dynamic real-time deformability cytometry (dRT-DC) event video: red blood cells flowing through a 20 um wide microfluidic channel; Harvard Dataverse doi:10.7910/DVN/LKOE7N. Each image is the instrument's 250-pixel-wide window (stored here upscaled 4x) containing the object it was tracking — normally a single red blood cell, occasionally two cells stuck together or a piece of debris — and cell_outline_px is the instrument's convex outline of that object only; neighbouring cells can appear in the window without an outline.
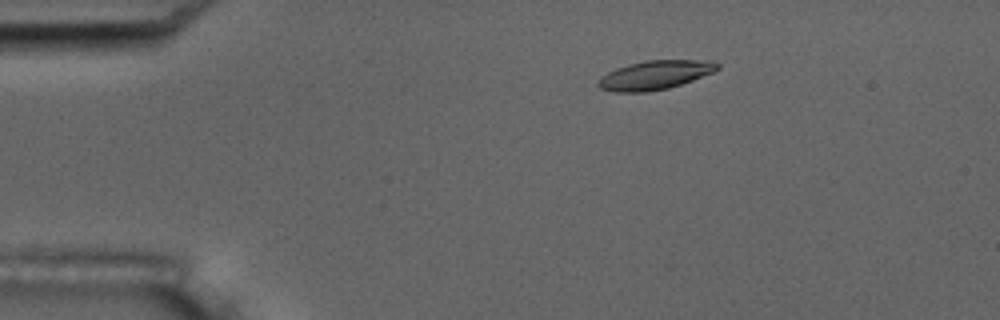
{"species": "common noctule bat (a hibernating species)", "species_latin": "Nyctalus noctula", "temperature_condition": "room temperature", "stored_images_in_passage": 36, "camera_frame_rate_fps": 3000, "um_per_image_px": 0.085, "animal": {"sex": "male", "body_mass_g": 17.5, "forearm_length_mm": 52.3}, "frame": {"image": 1, "passage_image": 1, "time_ms": 0.0, "image_size_px": [1000, 320], "cell_outline_px": [[720, 68], [712, 72], [692, 80], [668, 88], [648, 92], [616, 92], [600, 88], [596, 84], [600, 76], [616, 68], [628, 64], [644, 60], [716, 60], [720, 64]], "centroid_in_image_um": [55.67, 6.37], "position_along_channel_um": 29.3, "area_um2": 20.23}}
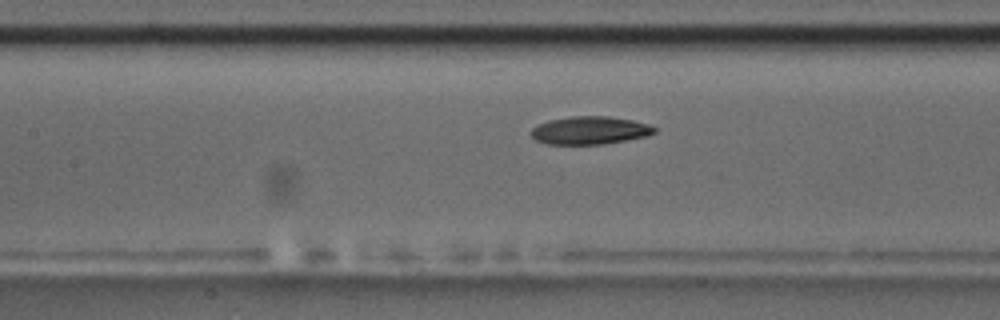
{"frame": {"image": 2, "passage_image": 16, "time_ms": 5.0, "image_size_px": [1000, 320], "cell_outline_px": [[656, 132], [648, 136], [604, 144], [544, 144], [536, 140], [532, 136], [532, 128], [536, 124], [548, 120], [572, 116], [608, 116], [632, 120], [648, 124], [656, 128]], "centroid_in_image_um": [50.13, 11.08], "position_along_channel_um": 157.3, "area_um2": 20.17}}
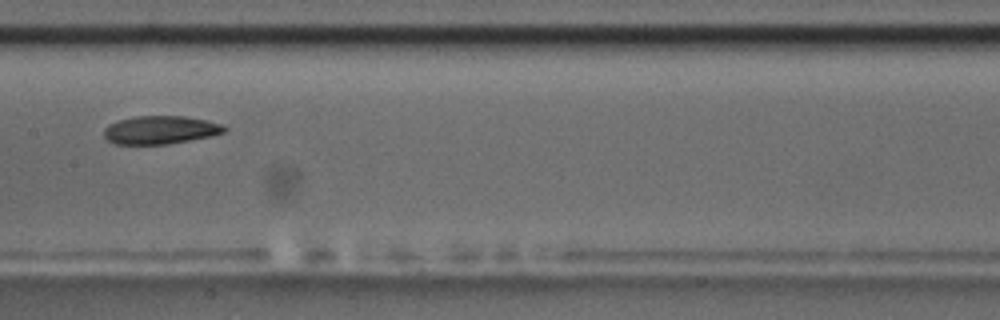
{"frame": {"image": 3, "passage_image": 19, "time_ms": 6.0, "image_size_px": [1000, 320], "cell_outline_px": [[228, 128], [224, 132], [212, 136], [168, 144], [116, 144], [108, 140], [104, 136], [104, 128], [108, 124], [120, 120], [136, 116], [184, 116], [204, 120], [220, 124]], "centroid_in_image_um": [13.62, 11.05], "position_along_channel_um": 193.8, "area_um2": 19.65}, "authors_computed_cell_mechanics": {"area_um2": 20.23, "velocity_mm_per_s": 3.6895, "shape_relaxation_time_tau1_ms": 9.1106, "shape_relaxation_time_tau2_ms": 4.7718, "deformation_change_tau1": 0.1806, "deformation_change_tau2": 0.1054}}